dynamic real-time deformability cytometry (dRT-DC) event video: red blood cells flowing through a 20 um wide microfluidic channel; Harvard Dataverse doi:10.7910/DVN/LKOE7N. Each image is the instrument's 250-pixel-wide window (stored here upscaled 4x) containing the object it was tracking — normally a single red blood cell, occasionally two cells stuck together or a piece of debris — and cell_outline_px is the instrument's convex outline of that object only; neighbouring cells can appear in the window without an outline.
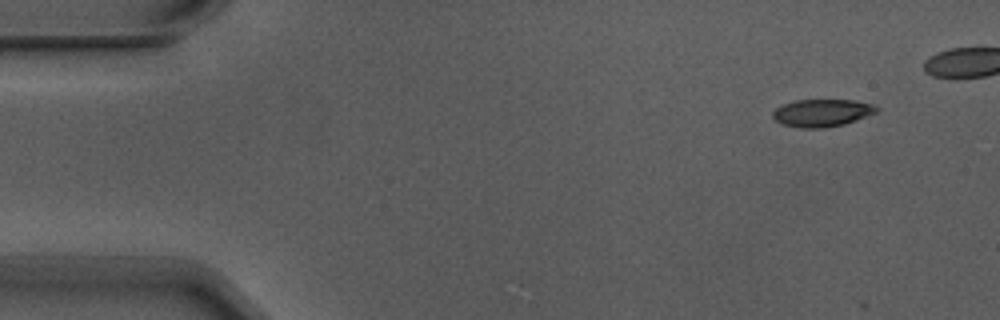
{"species": "Egyptian fruit bat (a non-hibernating species)", "species_latin": "Rousettus aegyptiacus", "temperature_condition": "warm", "stored_images_in_passage": 4, "camera_frame_rate_fps": 3000, "um_per_image_px": 0.085, "animal": {"sex": "male"}, "frame": {"image": 1, "passage_image": 1, "time_ms": 0.0, "image_size_px": [1000, 320], "cell_outline_px": [[880, 108], [876, 112], [856, 120], [844, 124], [824, 128], [800, 128], [780, 124], [772, 116], [772, 112], [776, 108], [784, 104], [796, 100], [852, 100], [872, 104]], "centroid_in_image_um": [69.85, 9.6], "position_along_channel_um": 15.2, "area_um2": 16.59}}